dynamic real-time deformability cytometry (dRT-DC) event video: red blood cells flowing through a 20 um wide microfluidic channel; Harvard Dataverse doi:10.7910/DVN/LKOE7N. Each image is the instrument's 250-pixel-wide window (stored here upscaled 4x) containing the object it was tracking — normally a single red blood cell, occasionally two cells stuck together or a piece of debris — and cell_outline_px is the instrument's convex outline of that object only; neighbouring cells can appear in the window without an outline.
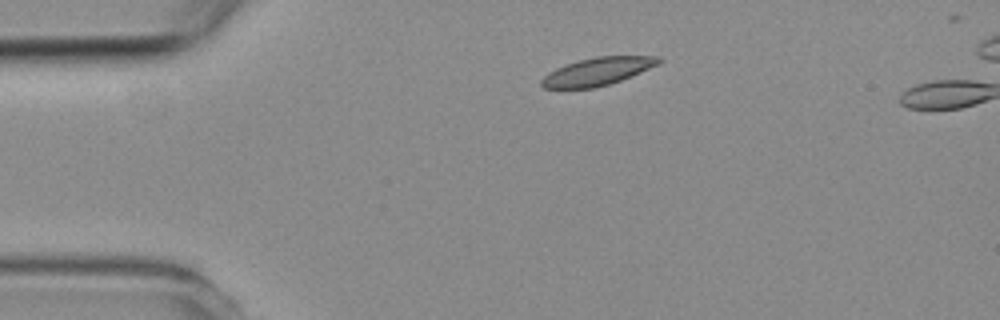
{"species": "common noctule bat (a hibernating species)", "species_latin": "Nyctalus noctula", "temperature_condition": "room temperature", "stored_images_in_passage": 3, "camera_frame_rate_fps": 3000, "um_per_image_px": 0.085, "animal": {"sex": "female", "body_mass_g": 19.3, "forearm_length_mm": 54.1}, "frame": {"image": 1, "passage_image": 1, "time_ms": 0.0, "image_size_px": [1000, 320], "cell_outline_px": [[664, 60], [660, 64], [620, 80], [608, 84], [592, 88], [544, 88], [540, 84], [540, 80], [548, 72], [556, 68], [580, 60], [596, 56], [660, 56]], "centroid_in_image_um": [50.8, 6.06], "position_along_channel_um": 34.2, "area_um2": 18.84}}